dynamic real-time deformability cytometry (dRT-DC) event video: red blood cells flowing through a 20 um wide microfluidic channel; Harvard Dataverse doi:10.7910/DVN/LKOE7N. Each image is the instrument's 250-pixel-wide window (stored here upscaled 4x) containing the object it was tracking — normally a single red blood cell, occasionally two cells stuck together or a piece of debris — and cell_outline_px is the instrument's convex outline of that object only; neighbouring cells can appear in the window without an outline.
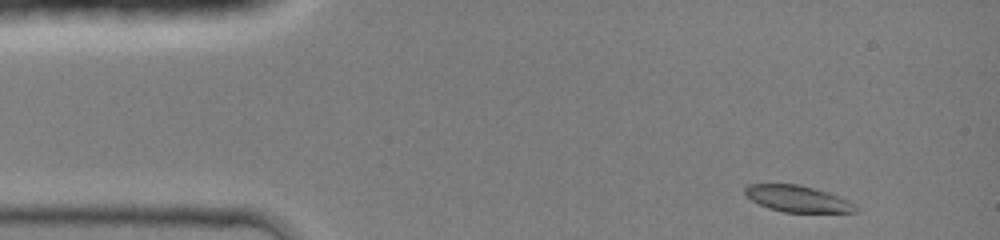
{"species": "common noctule bat (a hibernating species)", "species_latin": "Nyctalus noctula", "temperature_condition": "room temperature", "stored_images_in_passage": 38, "camera_frame_rate_fps": 3000, "um_per_image_px": 0.085, "animal": {"sex": "female", "body_mass_g": 19.0, "forearm_length_mm": 51.5}, "frame": {"image": 1, "passage_image": 1, "time_ms": 0.0, "image_size_px": [1000, 240], "cell_outline_px": [[856, 212], [784, 212], [768, 208], [752, 200], [744, 192], [744, 188], [748, 184], [800, 184], [848, 200], [856, 204]], "centroid_in_image_um": [67.76, 16.89], "position_along_channel_um": 17.2, "area_um2": 16.7}}
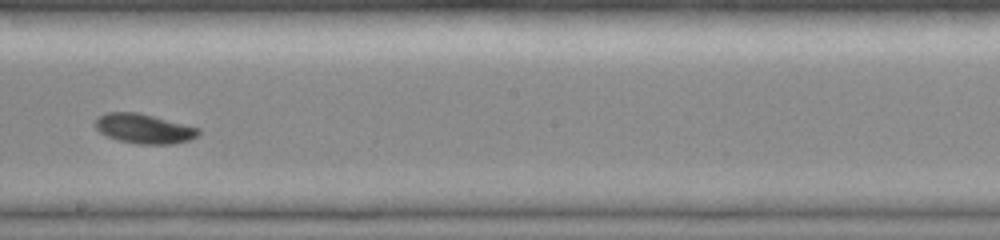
{"frame": {"image": 2, "passage_image": 22, "time_ms": 7.0, "image_size_px": [1000, 240], "cell_outline_px": [[200, 132], [196, 136], [188, 140], [172, 144], [136, 144], [120, 140], [108, 136], [100, 132], [92, 124], [96, 116], [104, 112], [136, 112], [200, 128]], "centroid_in_image_um": [12.17, 10.92], "position_along_channel_um": 236.0, "area_um2": 17.8}}
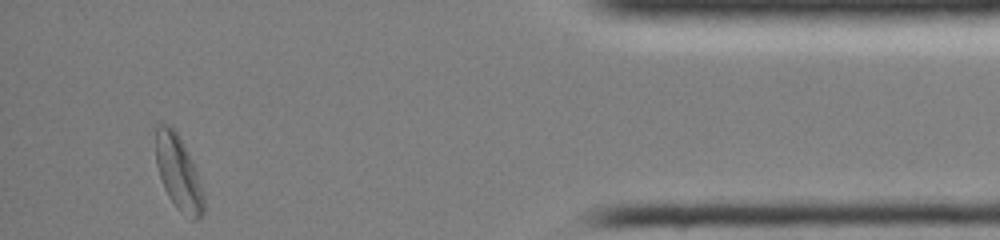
{"frame": {"image": 3, "passage_image": 38, "time_ms": 12.333, "image_size_px": [1000, 240], "cell_outline_px": [[204, 212], [196, 220], [192, 220], [180, 212], [176, 208], [168, 196], [164, 188], [156, 164], [156, 128], [160, 124], [168, 124], [176, 132], [188, 152], [200, 180], [204, 196]], "centroid_in_image_um": [15.18, 14.73], "position_along_channel_um": 420.0, "area_um2": 20.69}, "authors_computed_cell_mechanics": {"area_um2": 17.8602, "velocity_mm_per_s": 4.2685, "shape_relaxation_time_tau1_ms": 3.1237, "shape_relaxation_time_tau2_ms": null, "deformation_change_tau1": 0.1334, "deformation_change_tau2": null}}